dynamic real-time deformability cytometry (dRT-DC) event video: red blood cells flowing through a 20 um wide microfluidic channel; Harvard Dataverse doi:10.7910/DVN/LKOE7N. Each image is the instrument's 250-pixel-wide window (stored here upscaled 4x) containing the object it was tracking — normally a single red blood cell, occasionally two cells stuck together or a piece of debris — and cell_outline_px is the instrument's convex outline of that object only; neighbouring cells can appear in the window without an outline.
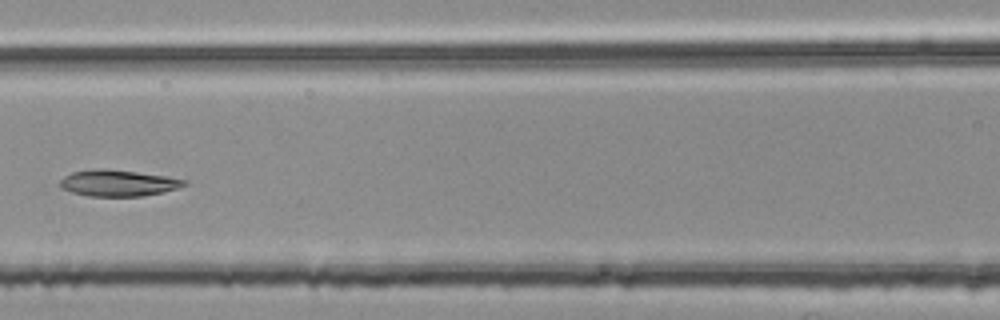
{"species": "common noctule bat (a hibernating species)", "species_latin": "Nyctalus noctula", "temperature_condition": "room temperature", "stored_images_in_passage": 7, "segment_of_instrument_passage": [2, 2], "camera_frame_rate_fps": 3000, "um_per_image_px": 0.085, "animal": {"sex": "female", "body_mass_g": 25.1}, "frame": {"image": 1, "passage_image": 7, "time_ms": 2.0, "image_size_px": [1000, 320], "cell_outline_px": [[188, 184], [164, 192], [140, 196], [88, 196], [72, 192], [60, 188], [60, 180], [64, 176], [72, 172], [100, 168], [104, 168], [136, 172], [164, 176], [188, 180]], "centroid_in_image_um": [10.02, 15.56], "position_along_channel_um": 156.6, "area_um2": 18.96}}